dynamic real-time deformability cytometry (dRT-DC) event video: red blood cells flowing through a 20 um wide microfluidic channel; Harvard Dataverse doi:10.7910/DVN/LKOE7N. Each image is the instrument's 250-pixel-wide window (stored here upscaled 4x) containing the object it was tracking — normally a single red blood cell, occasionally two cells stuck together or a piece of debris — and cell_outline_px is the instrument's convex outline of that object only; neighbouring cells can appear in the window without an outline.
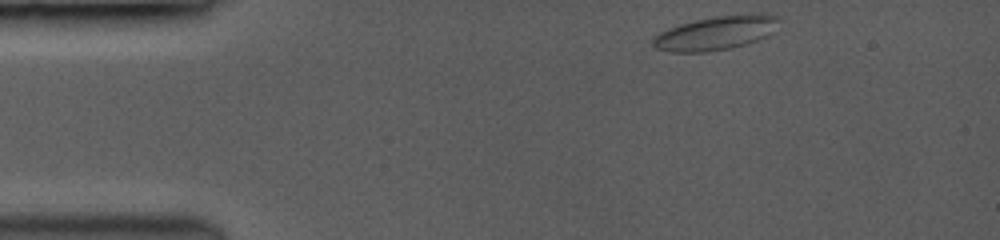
{"species": "common noctule bat (a hibernating species)", "species_latin": "Nyctalus noctula", "temperature_condition": "room temperature", "stored_images_in_passage": 69, "camera_frame_rate_fps": 3500, "um_per_image_px": 0.085, "animal": {"sex": "female", "body_mass_g": 19.0, "forearm_length_mm": 53.3}, "frame": {"image": 1, "passage_image": 1, "time_ms": 0.0, "image_size_px": [1000, 240], "cell_outline_px": [[772, 20], [764, 36], [744, 44], [728, 48], [704, 52], [672, 52], [656, 48], [652, 44], [652, 40], [656, 36], [672, 28], [696, 20], [720, 16], [772, 16]], "centroid_in_image_um": [60.6, 2.88], "position_along_channel_um": 24.4, "area_um2": 22.43}}
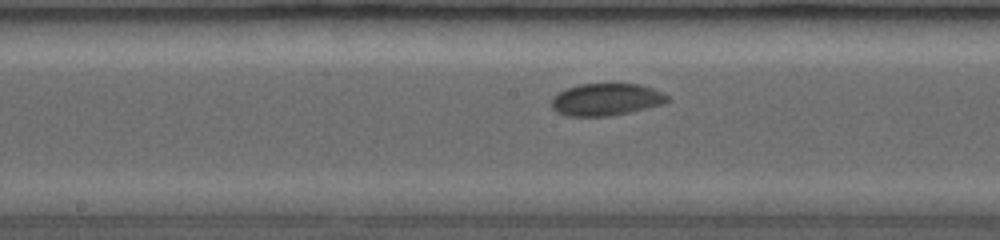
{"frame": {"image": 2, "passage_image": 30, "time_ms": 6.286, "image_size_px": [1000, 240], "cell_outline_px": [[668, 100], [660, 104], [628, 112], [608, 116], [568, 116], [552, 108], [552, 100], [560, 92], [568, 88], [580, 84], [640, 84], [652, 88], [668, 96]], "centroid_in_image_um": [51.51, 8.45], "position_along_channel_um": 196.7, "area_um2": 21.1}}
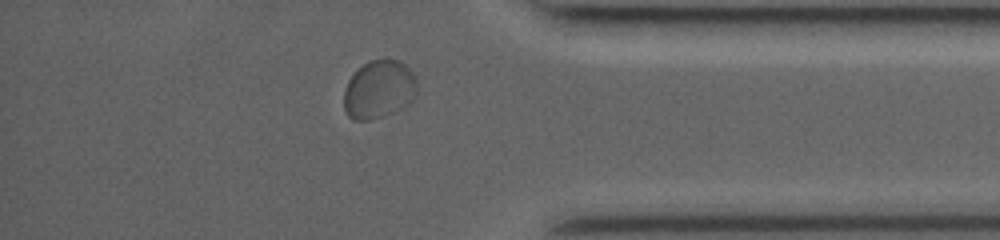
{"frame": {"image": 3, "passage_image": 64, "time_ms": 11.714, "image_size_px": [1000, 240], "cell_outline_px": [[416, 96], [408, 104], [392, 112], [368, 120], [352, 120], [348, 116], [344, 108], [344, 88], [348, 80], [368, 60], [400, 60], [412, 72], [416, 80]], "centroid_in_image_um": [32.2, 7.61], "position_along_channel_um": 403.0, "area_um2": 24.57}, "authors_computed_cell_mechanics": {"area_um2": 21.0392, "velocity_mm_per_s": 3.91, "shape_relaxation_time_tau1_ms": 4.3017, "shape_relaxation_time_tau2_ms": null, "deformation_change_tau1": 0.0866, "deformation_change_tau2": null}}